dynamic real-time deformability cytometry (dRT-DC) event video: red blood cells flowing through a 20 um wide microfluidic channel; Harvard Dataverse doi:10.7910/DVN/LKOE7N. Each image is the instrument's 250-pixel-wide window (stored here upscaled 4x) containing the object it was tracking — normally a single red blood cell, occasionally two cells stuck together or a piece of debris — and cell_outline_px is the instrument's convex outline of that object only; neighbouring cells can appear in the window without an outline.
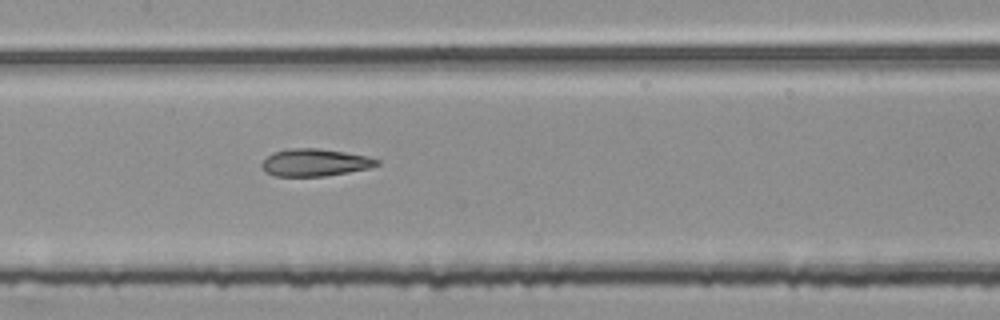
{"species": "common noctule bat (a hibernating species)", "species_latin": "Nyctalus noctula", "temperature_condition": "room temperature", "stored_images_in_passage": 40, "segment_of_instrument_passage": [2, 2], "camera_frame_rate_fps": 3000, "um_per_image_px": 0.085, "animal": {"sex": "female", "body_mass_g": 25.1}, "frame": {"image": 1, "passage_image": 15, "time_ms": 4.667, "image_size_px": [1000, 320], "cell_outline_px": [[380, 164], [368, 168], [348, 172], [324, 176], [276, 176], [264, 172], [260, 168], [260, 164], [272, 152], [288, 148], [320, 148], [368, 156], [380, 160]], "centroid_in_image_um": [26.73, 13.81], "position_along_channel_um": 180.7, "area_um2": 18.5}}
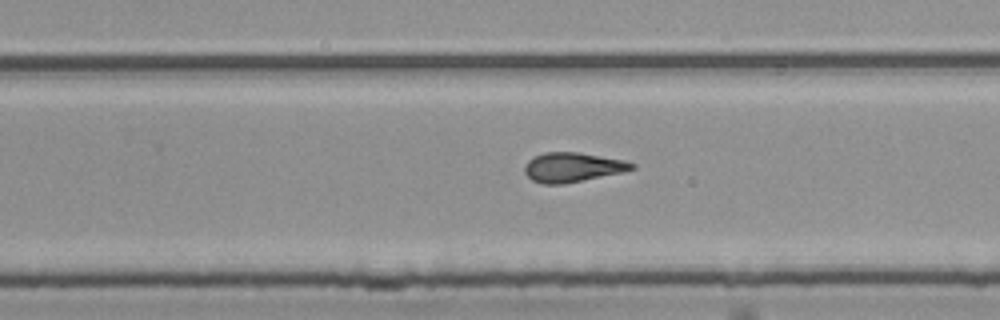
{"frame": {"image": 2, "passage_image": 23, "time_ms": 7.333, "image_size_px": [1000, 320], "cell_outline_px": [[636, 168], [620, 172], [564, 184], [544, 184], [532, 180], [524, 172], [524, 168], [528, 160], [544, 152], [576, 152], [624, 160], [636, 164]], "centroid_in_image_um": [48.64, 14.21], "position_along_channel_um": 281.2, "area_um2": 18.15}}
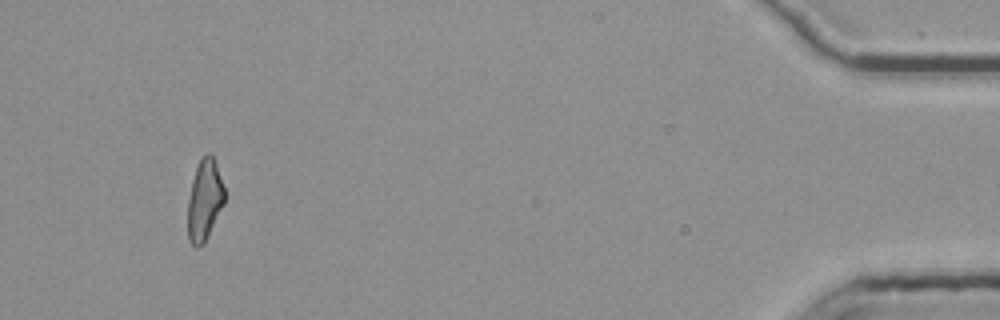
{"frame": {"image": 3, "passage_image": 40, "time_ms": 13.0, "image_size_px": [1000, 320], "cell_outline_px": [[224, 204], [204, 244], [196, 248], [188, 240], [188, 200], [192, 180], [196, 168], [200, 160], [208, 152], [212, 156], [216, 164], [224, 188]], "centroid_in_image_um": [17.38, 17.05], "position_along_channel_um": 417.8, "area_um2": 17.17}}